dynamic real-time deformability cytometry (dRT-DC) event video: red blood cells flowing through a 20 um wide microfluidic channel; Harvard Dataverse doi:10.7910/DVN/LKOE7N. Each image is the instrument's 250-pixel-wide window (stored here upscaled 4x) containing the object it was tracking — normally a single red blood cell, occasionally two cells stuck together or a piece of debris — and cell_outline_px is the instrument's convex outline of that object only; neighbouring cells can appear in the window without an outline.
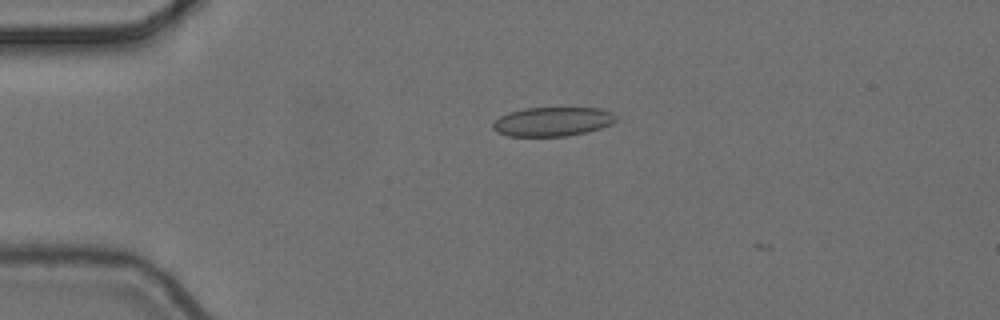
{"species": "common noctule bat (a hibernating species)", "species_latin": "Nyctalus noctula", "temperature_condition": "cold", "stored_images_in_passage": 3, "camera_frame_rate_fps": 3000, "um_per_image_px": 0.085, "animal": {"sex": "female", "body_mass_g": 24.6, "forearm_length_mm": 56.2}, "frame": {"image": 1, "passage_image": 2, "time_ms": 0.333, "image_size_px": [1000, 320], "cell_outline_px": [[616, 120], [612, 124], [600, 128], [568, 136], [508, 136], [496, 132], [492, 128], [492, 124], [500, 116], [508, 112], [524, 108], [600, 108], [612, 112], [616, 116]], "centroid_in_image_um": [46.95, 10.33], "position_along_channel_um": 38.1, "area_um2": 20.92}}